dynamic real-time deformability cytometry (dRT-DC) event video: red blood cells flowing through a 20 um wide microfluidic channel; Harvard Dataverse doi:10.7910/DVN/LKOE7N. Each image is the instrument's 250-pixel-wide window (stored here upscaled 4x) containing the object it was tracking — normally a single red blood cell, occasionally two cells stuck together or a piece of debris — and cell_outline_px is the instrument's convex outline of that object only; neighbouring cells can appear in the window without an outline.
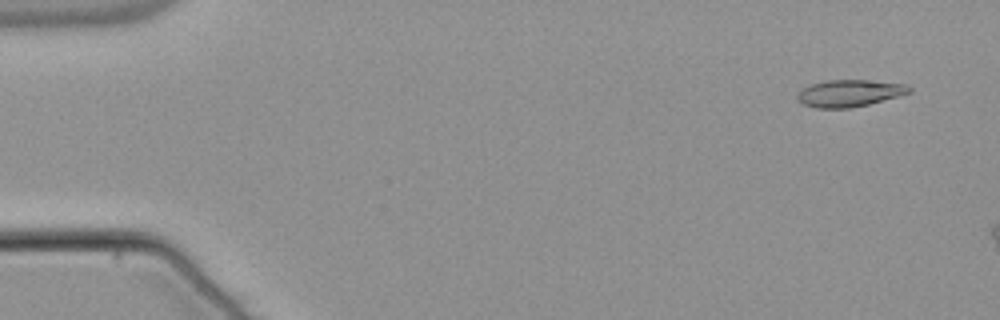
{"species": "common noctule bat (a hibernating species)", "species_latin": "Nyctalus noctula", "temperature_condition": "warm", "stored_images_in_passage": 10, "camera_frame_rate_fps": 3000, "um_per_image_px": 0.085, "animal": {"sex": "male", "body_mass_g": 21.5, "forearm_length_mm": 52.0}, "frame": {"image": 1, "passage_image": 4, "time_ms": 1.0, "image_size_px": [1000, 320], "cell_outline_px": [[912, 92], [900, 96], [852, 108], [816, 108], [804, 104], [796, 100], [796, 96], [804, 88], [812, 84], [824, 80], [868, 80], [908, 84], [912, 88]], "centroid_in_image_um": [72.24, 7.92], "position_along_channel_um": 12.8, "area_um2": 17.69}}